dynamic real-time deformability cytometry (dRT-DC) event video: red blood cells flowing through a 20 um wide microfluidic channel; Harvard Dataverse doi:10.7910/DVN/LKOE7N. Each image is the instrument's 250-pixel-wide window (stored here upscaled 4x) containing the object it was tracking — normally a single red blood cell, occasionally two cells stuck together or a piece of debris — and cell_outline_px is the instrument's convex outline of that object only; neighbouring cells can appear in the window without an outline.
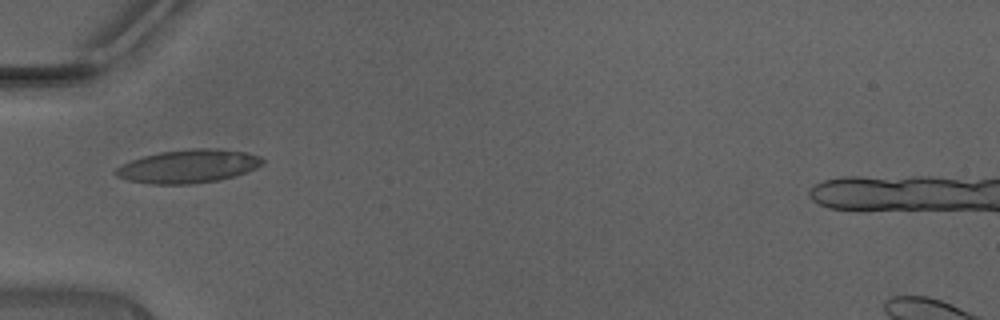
{"species": "Egyptian fruit bat (a non-hibernating species)", "species_latin": "Rousettus aegyptiacus", "temperature_condition": "warm", "stored_images_in_passage": 27, "camera_frame_rate_fps": 3000, "um_per_image_px": 0.085, "animal": {"sex": "male"}, "frame": {"image": 1, "passage_image": 1, "time_ms": 0.0, "image_size_px": [1000, 320], "cell_outline_px": [[264, 164], [256, 168], [232, 176], [216, 180], [188, 184], [152, 184], [128, 180], [116, 176], [112, 172], [116, 168], [132, 160], [144, 156], [160, 152], [196, 148], [220, 148], [244, 152], [260, 156], [264, 160]], "centroid_in_image_um": [16.0, 14.12], "position_along_channel_um": 69.0, "area_um2": 28.26}}
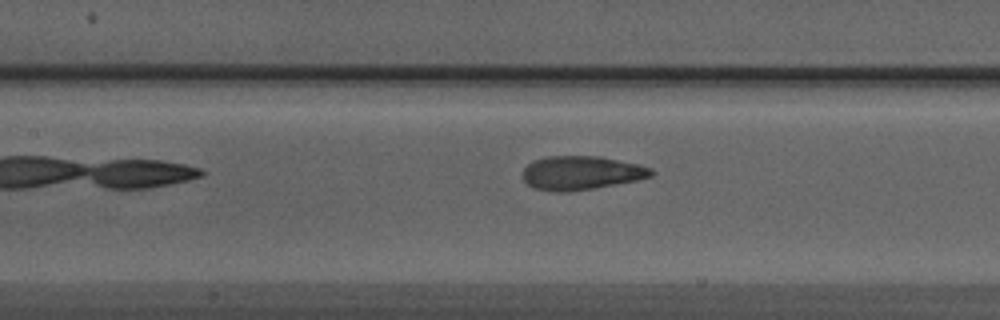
{"frame": {"image": 2, "passage_image": 7, "time_ms": 2.0, "image_size_px": [1000, 320], "cell_outline_px": [[656, 172], [652, 176], [636, 180], [592, 188], [568, 192], [556, 192], [536, 188], [528, 184], [524, 180], [524, 168], [528, 164], [536, 160], [548, 156], [600, 156], [636, 164], [652, 168]], "centroid_in_image_um": [49.42, 14.69], "position_along_channel_um": 158.0, "area_um2": 24.97}}
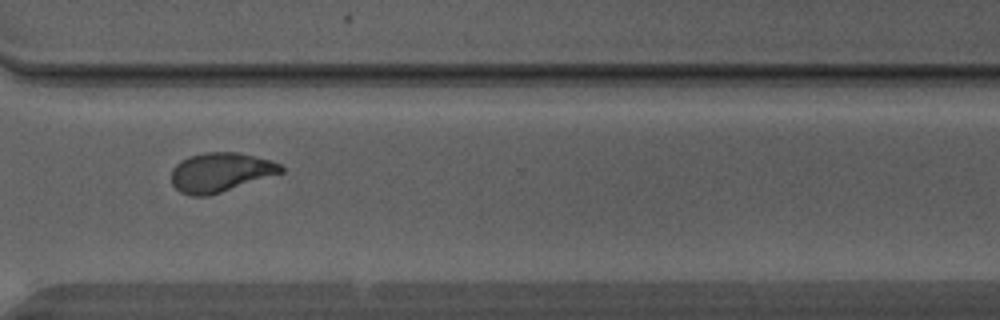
{"frame": {"image": 3, "passage_image": 20, "time_ms": 6.333, "image_size_px": [1000, 320], "cell_outline_px": [[284, 172], [208, 196], [192, 196], [180, 192], [172, 184], [172, 168], [180, 160], [188, 156], [204, 152], [240, 152], [268, 160], [280, 164], [284, 168]], "centroid_in_image_um": [18.71, 14.64], "position_along_channel_um": 351.9, "area_um2": 25.03}, "authors_computed_cell_mechanics": {"area_um2": 25.0274, "velocity_mm_per_s": 4.4805, "shape_relaxation_time_tau1_ms": 5.9427, "shape_relaxation_time_tau2_ms": 0.8847, "deformation_change_tau1": 0.195, "deformation_change_tau2": 0.0616}}